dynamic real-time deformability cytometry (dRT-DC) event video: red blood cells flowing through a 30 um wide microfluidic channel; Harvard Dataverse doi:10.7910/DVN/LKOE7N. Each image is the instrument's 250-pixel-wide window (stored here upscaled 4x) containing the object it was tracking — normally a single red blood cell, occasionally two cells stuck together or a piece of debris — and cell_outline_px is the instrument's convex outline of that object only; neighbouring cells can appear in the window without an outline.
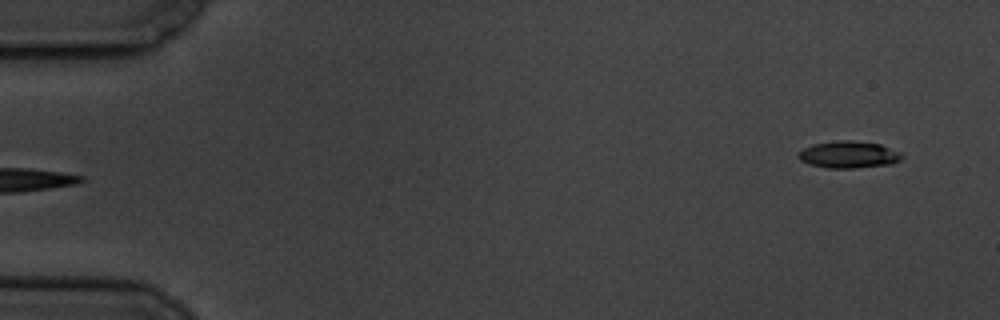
{"species": "common noctule bat (a hibernating species)", "species_latin": "Nyctalus noctula", "temperature_condition": "cold", "stored_images_in_passage": 6, "segment_of_instrument_passage": [2, 2], "camera_frame_rate_fps": 3000, "um_per_image_px": 0.085, "animal": {"sex": "male", "body_mass_g": 19.5, "forearm_length_mm": 54.6}, "frame": {"image": 1, "passage_image": 6, "time_ms": 6.667, "image_size_px": [1000, 320], "cell_outline_px": [[904, 156], [900, 160], [892, 164], [856, 168], [828, 168], [808, 164], [800, 160], [796, 156], [804, 148], [812, 144], [836, 140], [852, 140], [880, 144], [900, 152]], "centroid_in_image_um": [72.13, 13.14], "position_along_channel_um": 12.9, "area_um2": 16.42}}